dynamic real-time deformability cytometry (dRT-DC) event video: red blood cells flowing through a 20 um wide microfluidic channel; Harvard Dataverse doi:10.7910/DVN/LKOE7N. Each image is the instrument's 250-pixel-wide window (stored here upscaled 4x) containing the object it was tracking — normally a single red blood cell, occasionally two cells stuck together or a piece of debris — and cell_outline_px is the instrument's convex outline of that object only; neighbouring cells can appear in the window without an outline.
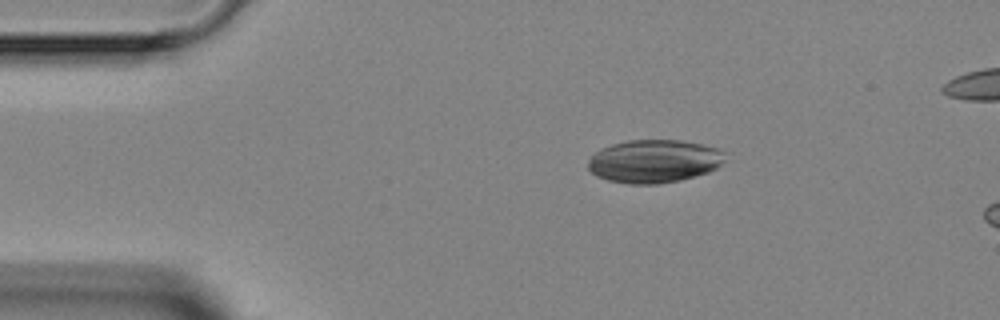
{"species": "Egyptian fruit bat (a non-hibernating species)", "species_latin": "Rousettus aegyptiacus", "temperature_condition": "room temperature", "stored_images_in_passage": 4, "camera_frame_rate_fps": 3000, "um_per_image_px": 0.085, "animal": {"sex": "female"}, "frame": {"image": 1, "passage_image": 2, "time_ms": 1.667, "image_size_px": [1000, 320], "cell_outline_px": [[728, 152], [724, 160], [716, 168], [708, 172], [680, 180], [660, 184], [628, 184], [608, 180], [596, 176], [588, 168], [588, 160], [600, 148], [612, 144], [628, 140], [680, 140], [700, 144], [716, 148]], "centroid_in_image_um": [55.6, 13.7], "position_along_channel_um": 29.4, "area_um2": 34.51}}